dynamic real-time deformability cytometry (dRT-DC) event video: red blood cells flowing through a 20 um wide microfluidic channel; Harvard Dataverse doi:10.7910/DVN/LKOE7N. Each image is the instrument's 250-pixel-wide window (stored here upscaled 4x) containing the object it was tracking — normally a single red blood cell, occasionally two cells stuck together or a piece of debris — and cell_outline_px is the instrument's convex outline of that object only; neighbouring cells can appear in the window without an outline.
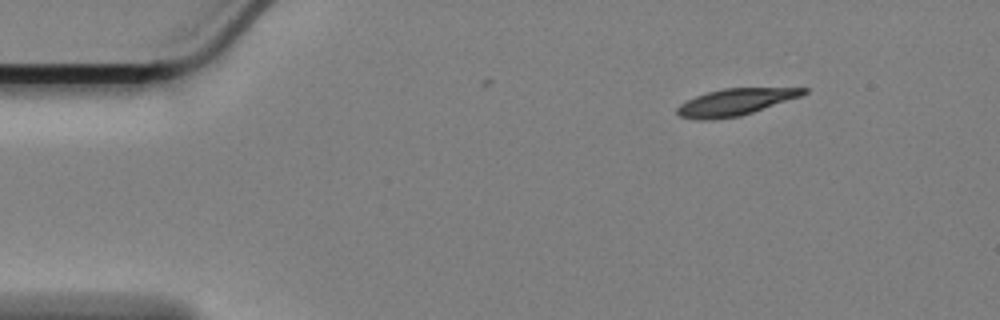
{"species": "Egyptian fruit bat (a non-hibernating species)", "species_latin": "Rousettus aegyptiacus", "temperature_condition": "cold", "stored_images_in_passage": 5, "camera_frame_rate_fps": 3000, "um_per_image_px": 0.085, "animal": {"sex": "female"}, "frame": {"image": 1, "passage_image": 1, "time_ms": 0.0, "image_size_px": [1000, 320], "cell_outline_px": [[808, 92], [800, 96], [740, 116], [712, 120], [696, 120], [680, 116], [676, 112], [676, 108], [680, 104], [696, 96], [708, 92], [724, 88], [808, 88]], "centroid_in_image_um": [62.46, 8.68], "position_along_channel_um": 22.5, "area_um2": 19.48}}